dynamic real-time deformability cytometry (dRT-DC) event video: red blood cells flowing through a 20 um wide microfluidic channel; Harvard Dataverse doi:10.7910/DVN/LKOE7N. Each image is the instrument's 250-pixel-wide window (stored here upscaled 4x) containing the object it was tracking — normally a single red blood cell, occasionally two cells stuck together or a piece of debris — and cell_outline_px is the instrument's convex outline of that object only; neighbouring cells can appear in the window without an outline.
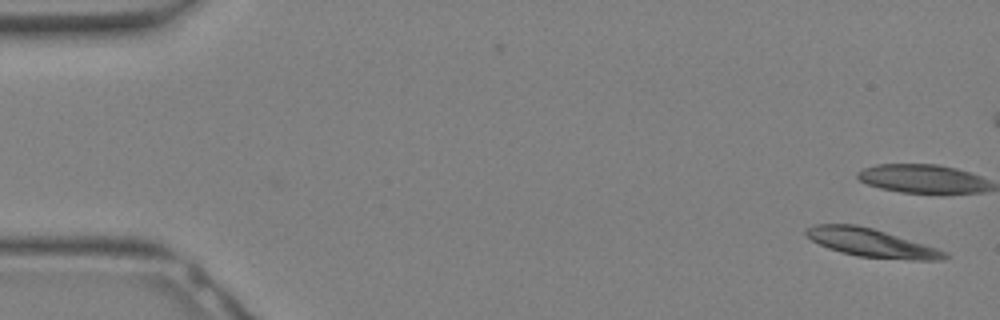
{"species": "Egyptian fruit bat (a non-hibernating species)", "species_latin": "Rousettus aegyptiacus", "temperature_condition": "warm", "stored_images_in_passage": 4, "camera_frame_rate_fps": 3000, "um_per_image_px": 0.085, "animal": {"sex": "female"}, "frame": {"image": 1, "passage_image": 4, "time_ms": 1.0, "image_size_px": [1000, 320], "cell_outline_px": [[948, 256], [944, 260], [912, 260], [856, 256], [840, 252], [828, 248], [812, 240], [804, 232], [808, 228], [816, 224], [856, 224], [872, 228], [936, 248], [948, 252]], "centroid_in_image_um": [74.07, 20.65], "position_along_channel_um": 10.9, "area_um2": 22.54}}